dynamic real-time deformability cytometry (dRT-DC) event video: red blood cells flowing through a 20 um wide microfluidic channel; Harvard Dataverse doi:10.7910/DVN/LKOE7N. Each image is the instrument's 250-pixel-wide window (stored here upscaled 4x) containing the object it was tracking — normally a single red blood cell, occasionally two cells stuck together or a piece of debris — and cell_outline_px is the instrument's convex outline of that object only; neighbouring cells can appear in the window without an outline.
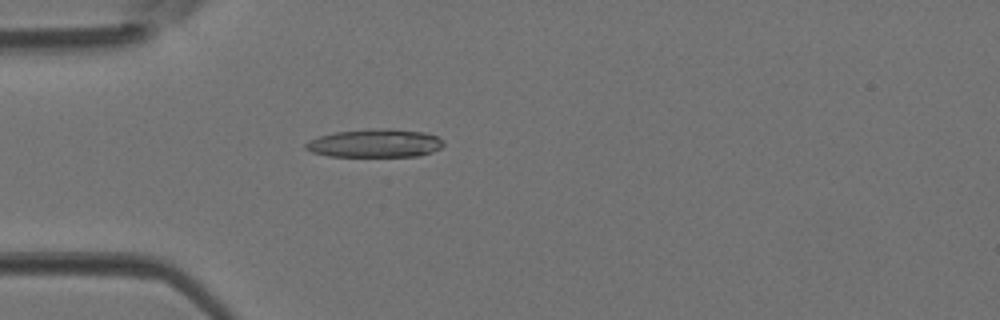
{"species": "Egyptian fruit bat (a non-hibernating species)", "species_latin": "Rousettus aegyptiacus", "temperature_condition": "room temperature", "stored_images_in_passage": 39, "camera_frame_rate_fps": 3000, "um_per_image_px": 0.085, "animal": {"sex": "female"}, "frame": {"image": 1, "passage_image": 9, "time_ms": 2.667, "image_size_px": [1000, 320], "cell_outline_px": [[444, 144], [440, 148], [432, 152], [416, 156], [328, 156], [312, 152], [304, 148], [304, 144], [308, 140], [320, 136], [336, 132], [368, 128], [392, 128], [424, 132], [436, 136], [444, 140]], "centroid_in_image_um": [31.87, 12.16], "position_along_channel_um": 53.1, "area_um2": 22.89}}
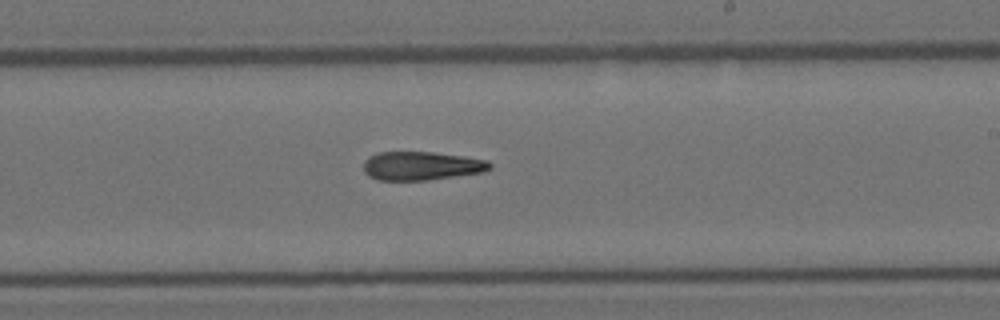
{"frame": {"image": 2, "passage_image": 22, "time_ms": 7.0, "image_size_px": [1000, 320], "cell_outline_px": [[492, 168], [484, 172], [428, 180], [376, 180], [368, 176], [364, 172], [364, 160], [368, 156], [380, 152], [432, 152], [464, 156], [488, 160], [492, 164]], "centroid_in_image_um": [35.83, 14.1], "position_along_channel_um": 253.2, "area_um2": 21.27}}
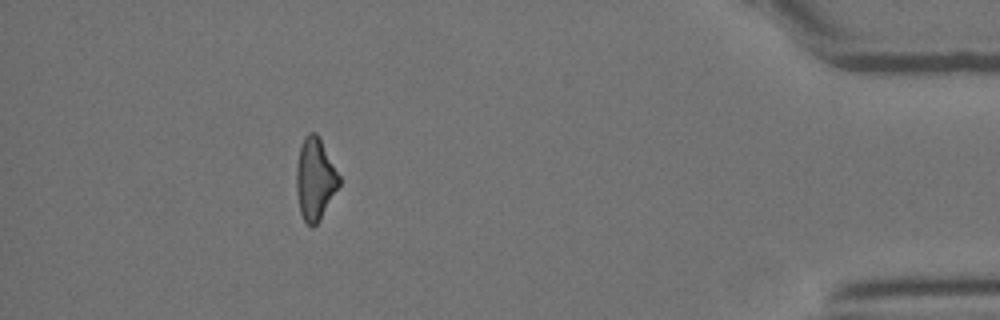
{"frame": {"image": 3, "passage_image": 35, "time_ms": 11.333, "image_size_px": [1000, 320], "cell_outline_px": [[340, 184], [320, 220], [312, 228], [304, 220], [300, 212], [296, 188], [296, 168], [300, 148], [304, 136], [308, 132], [316, 132], [340, 176]], "centroid_in_image_um": [26.77, 15.22], "position_along_channel_um": 408.4, "area_um2": 20.23}}